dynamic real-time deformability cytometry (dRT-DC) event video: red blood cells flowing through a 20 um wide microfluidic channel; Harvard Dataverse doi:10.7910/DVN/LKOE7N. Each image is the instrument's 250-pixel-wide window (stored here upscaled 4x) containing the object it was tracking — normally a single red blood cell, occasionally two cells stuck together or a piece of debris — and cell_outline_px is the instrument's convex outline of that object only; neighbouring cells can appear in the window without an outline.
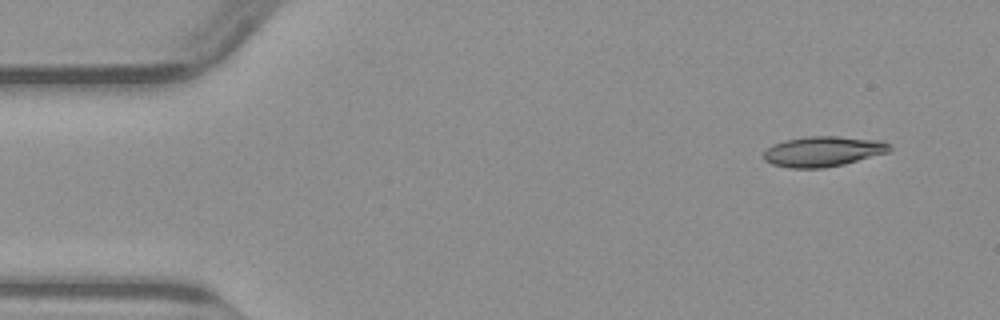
{"species": "common noctule bat (a hibernating species)", "species_latin": "Nyctalus noctula", "temperature_condition": "warm", "stored_images_in_passage": 8, "camera_frame_rate_fps": 3000, "um_per_image_px": 0.085, "animal": {"sex": "male", "body_mass_g": 23.1, "forearm_length_mm": 52.7}, "frame": {"image": 1, "passage_image": 1, "time_ms": 0.0, "image_size_px": [1000, 320], "cell_outline_px": [[892, 148], [888, 152], [844, 164], [824, 168], [788, 168], [772, 164], [764, 160], [764, 152], [772, 144], [784, 140], [808, 136], [836, 136], [884, 140]], "centroid_in_image_um": [69.95, 12.86], "position_along_channel_um": 15.0, "area_um2": 22.31}}